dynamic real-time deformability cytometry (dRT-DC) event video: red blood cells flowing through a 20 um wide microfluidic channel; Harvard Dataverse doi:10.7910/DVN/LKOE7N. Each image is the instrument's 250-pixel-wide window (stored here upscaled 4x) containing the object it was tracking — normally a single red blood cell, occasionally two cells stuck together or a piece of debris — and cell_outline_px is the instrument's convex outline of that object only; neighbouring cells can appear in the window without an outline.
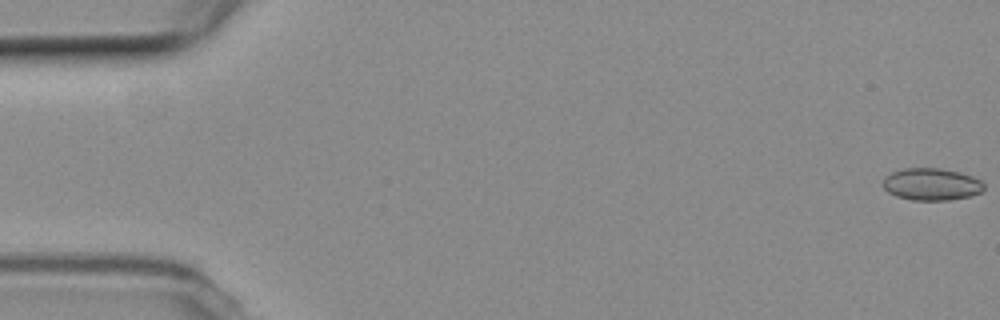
{"species": "common noctule bat (a hibernating species)", "species_latin": "Nyctalus noctula", "temperature_condition": "room temperature", "stored_images_in_passage": 55, "camera_frame_rate_fps": 3000, "um_per_image_px": 0.085, "animal": {"sex": "female", "body_mass_g": 19.3, "forearm_length_mm": 54.1}, "frame": {"image": 1, "passage_image": 1, "time_ms": 0.0, "image_size_px": [1000, 320], "cell_outline_px": [[984, 188], [980, 192], [972, 196], [948, 200], [912, 200], [896, 196], [888, 192], [884, 188], [884, 176], [892, 172], [904, 168], [940, 168], [960, 172], [972, 176], [980, 180], [984, 184]], "centroid_in_image_um": [79.18, 15.66], "position_along_channel_um": 5.8, "area_um2": 18.96}}
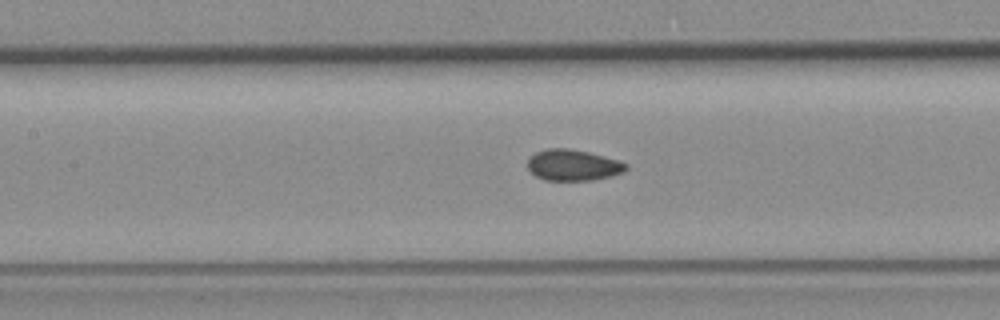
{"frame": {"image": 2, "passage_image": 25, "time_ms": 8.0, "image_size_px": [1000, 320], "cell_outline_px": [[628, 168], [624, 172], [612, 176], [592, 180], [544, 180], [536, 176], [528, 168], [528, 156], [536, 152], [548, 148], [568, 148], [588, 152], [620, 160], [628, 164]], "centroid_in_image_um": [48.73, 14.03], "position_along_channel_um": 158.7, "area_um2": 17.98}}
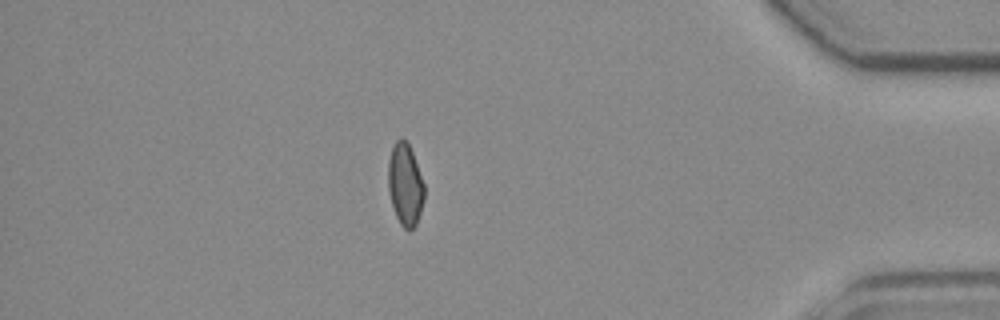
{"frame": {"image": 3, "passage_image": 48, "time_ms": 15.667, "image_size_px": [1000, 320], "cell_outline_px": [[424, 200], [416, 224], [408, 232], [400, 224], [396, 216], [392, 204], [388, 188], [388, 160], [392, 148], [396, 140], [400, 136], [408, 144], [412, 152], [424, 184]], "centroid_in_image_um": [34.43, 15.69], "position_along_channel_um": 400.8, "area_um2": 17.17}, "authors_computed_cell_mechanics": {"area_um2": 17.8602, "velocity_mm_per_s": 3.7397, "shape_relaxation_time_tau1_ms": null, "shape_relaxation_time_tau2_ms": 2.2478, "deformation_change_tau1": null, "deformation_change_tau2": 0.0576}}